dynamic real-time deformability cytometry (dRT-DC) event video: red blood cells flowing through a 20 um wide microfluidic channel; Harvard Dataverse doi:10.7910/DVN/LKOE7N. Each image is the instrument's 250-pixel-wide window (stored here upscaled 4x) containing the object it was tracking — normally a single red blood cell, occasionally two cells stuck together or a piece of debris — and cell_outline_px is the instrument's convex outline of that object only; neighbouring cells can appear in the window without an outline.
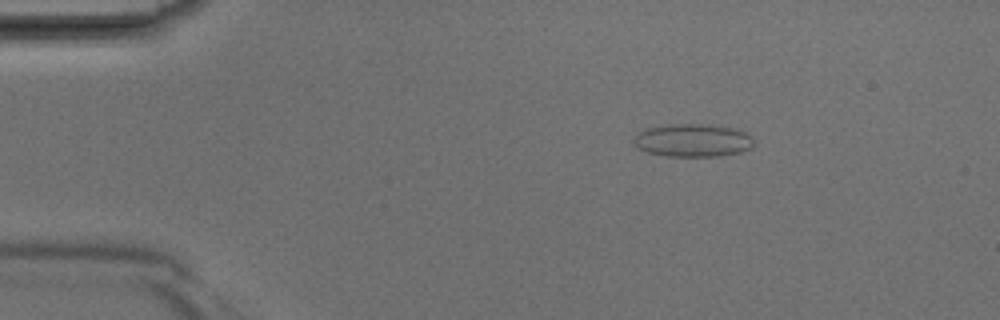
{"species": "Egyptian fruit bat (a non-hibernating species)", "species_latin": "Rousettus aegyptiacus", "temperature_condition": "room temperature", "stored_images_in_passage": 38, "camera_frame_rate_fps": 3000, "um_per_image_px": 0.085, "animal": {"sex": "male"}, "frame": {"image": 1, "passage_image": 4, "time_ms": 1.0, "image_size_px": [1000, 320], "cell_outline_px": [[752, 148], [740, 152], [720, 156], [668, 156], [648, 152], [640, 148], [632, 140], [640, 132], [648, 128], [668, 124], [704, 124], [732, 128], [744, 132], [752, 140]], "centroid_in_image_um": [58.88, 11.93], "position_along_channel_um": 26.1, "area_um2": 22.66}}
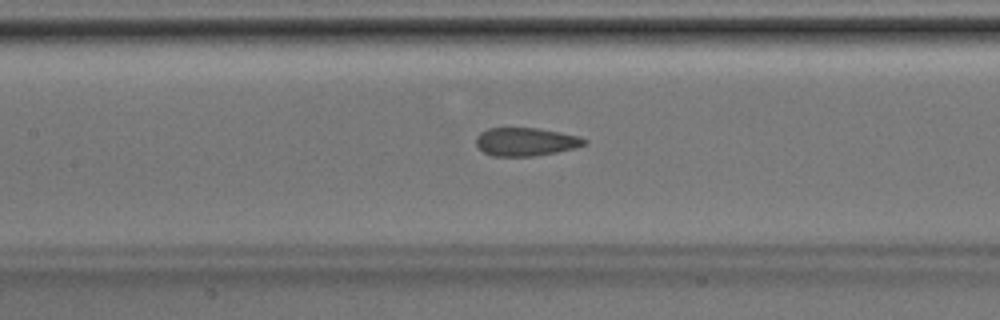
{"frame": {"image": 2, "passage_image": 16, "time_ms": 5.0, "image_size_px": [1000, 320], "cell_outline_px": [[588, 140], [584, 144], [572, 148], [556, 152], [532, 156], [492, 156], [484, 152], [476, 144], [476, 136], [480, 132], [488, 128], [540, 128], [580, 136]], "centroid_in_image_um": [44.66, 12.04], "position_along_channel_um": 162.7, "area_um2": 17.74}}
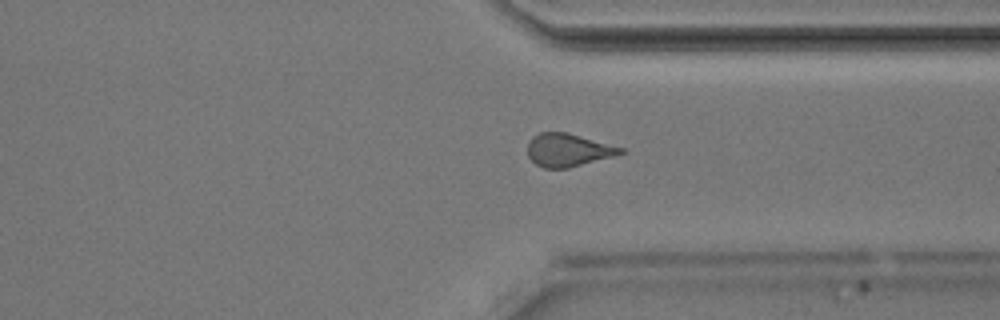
{"frame": {"image": 3, "passage_image": 28, "time_ms": 9.0, "image_size_px": [1000, 320], "cell_outline_px": [[624, 152], [612, 156], [568, 168], [544, 168], [536, 164], [528, 156], [528, 140], [532, 136], [540, 132], [568, 132], [624, 148]], "centroid_in_image_um": [48.25, 12.74], "position_along_channel_um": 363.2, "area_um2": 17.74}}